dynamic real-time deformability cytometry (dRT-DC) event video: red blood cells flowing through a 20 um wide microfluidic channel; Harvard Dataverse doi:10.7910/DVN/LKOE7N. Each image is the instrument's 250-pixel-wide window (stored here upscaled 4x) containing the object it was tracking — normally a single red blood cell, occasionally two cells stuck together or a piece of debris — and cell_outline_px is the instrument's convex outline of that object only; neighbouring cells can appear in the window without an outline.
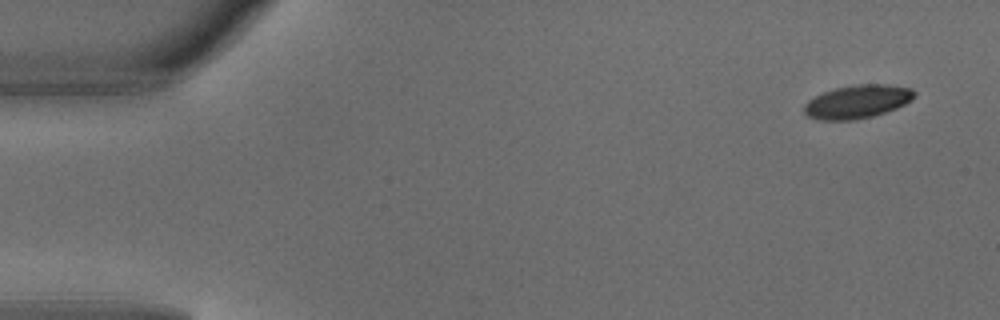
{"species": "common noctule bat (a hibernating species)", "species_latin": "Nyctalus noctula", "temperature_condition": "warm", "stored_images_in_passage": 5, "segment_of_instrument_passage": [1, 2], "camera_frame_rate_fps": 3000, "um_per_image_px": 0.085, "animal": {"sex": "male", "body_mass_g": 18.8}, "frame": {"image": 1, "passage_image": 1, "time_ms": 0.0, "image_size_px": [1000, 320], "cell_outline_px": [[916, 96], [912, 100], [896, 108], [872, 116], [856, 120], [820, 120], [804, 116], [804, 104], [808, 100], [824, 92], [836, 88], [856, 84], [884, 84], [912, 88], [916, 92]], "centroid_in_image_um": [72.87, 8.64], "position_along_channel_um": 12.1, "area_um2": 21.5}}